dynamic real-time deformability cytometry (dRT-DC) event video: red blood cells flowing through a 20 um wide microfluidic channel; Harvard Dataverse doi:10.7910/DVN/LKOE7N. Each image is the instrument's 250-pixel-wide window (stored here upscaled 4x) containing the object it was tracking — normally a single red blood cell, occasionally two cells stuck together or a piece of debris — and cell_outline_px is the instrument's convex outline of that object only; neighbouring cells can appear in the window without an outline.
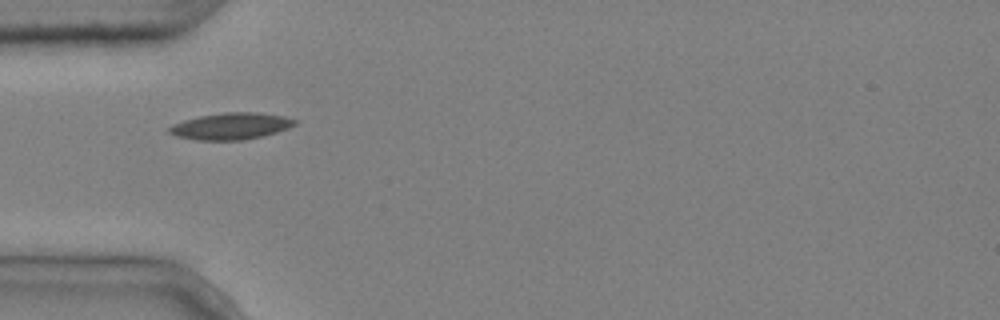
{"species": "common noctule bat (a hibernating species)", "species_latin": "Nyctalus noctula", "temperature_condition": "cold", "stored_images_in_passage": 2, "camera_frame_rate_fps": 3000, "um_per_image_px": 0.085, "animal": {"sex": "male", "body_mass_g": 20.4}, "frame": {"image": 1, "passage_image": 1, "time_ms": 0.0, "image_size_px": [1000, 320], "cell_outline_px": [[296, 124], [288, 128], [264, 136], [244, 140], [196, 140], [176, 136], [168, 132], [168, 128], [172, 124], [184, 120], [200, 116], [224, 112], [256, 112], [284, 116], [296, 120]], "centroid_in_image_um": [19.62, 10.72], "position_along_channel_um": 65.4, "area_um2": 19.54}}